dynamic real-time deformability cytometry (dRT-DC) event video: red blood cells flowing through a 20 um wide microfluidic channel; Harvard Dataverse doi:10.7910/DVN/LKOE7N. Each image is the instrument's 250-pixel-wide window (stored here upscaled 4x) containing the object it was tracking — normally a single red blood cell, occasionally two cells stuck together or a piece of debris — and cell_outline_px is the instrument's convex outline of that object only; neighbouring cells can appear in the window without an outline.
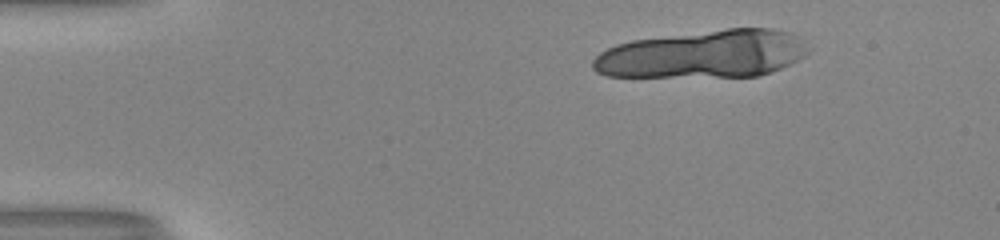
{"species": "human", "species_latin": "Homo sapiens", "temperature_condition": "room temperature", "stored_images_in_passage": 14, "camera_frame_rate_fps": 3000, "um_per_image_px": 0.085, "donor": {"sex": "male"}, "frame": {"image": 1, "passage_image": 2, "time_ms": 0.333, "image_size_px": [1000, 240], "cell_outline_px": [[812, 48], [804, 56], [772, 72], [760, 76], [608, 76], [596, 72], [592, 68], [592, 60], [600, 52], [616, 44], [632, 40], [728, 28], [772, 28], [788, 32], [796, 36]], "centroid_in_image_um": [59.79, 4.59], "position_along_channel_um": 25.2, "area_um2": 59.71}}